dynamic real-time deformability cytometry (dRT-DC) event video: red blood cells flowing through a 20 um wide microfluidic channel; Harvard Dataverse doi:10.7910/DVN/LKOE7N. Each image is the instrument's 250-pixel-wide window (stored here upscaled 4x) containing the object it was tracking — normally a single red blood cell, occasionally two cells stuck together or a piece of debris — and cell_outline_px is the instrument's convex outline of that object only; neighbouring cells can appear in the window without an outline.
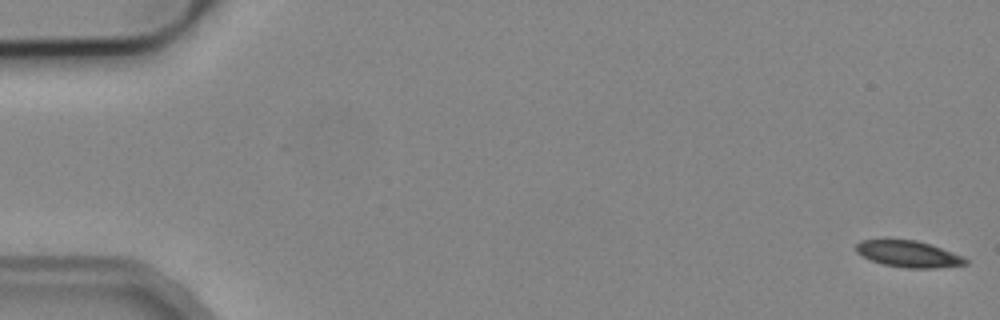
{"species": "common noctule bat (a hibernating species)", "species_latin": "Nyctalus noctula", "temperature_condition": "cold", "stored_images_in_passage": 3, "camera_frame_rate_fps": 3000, "um_per_image_px": 0.085, "animal": {"sex": "male", "body_mass_g": 19.2, "forearm_length_mm": 51.8}, "frame": {"image": 1, "passage_image": 1, "time_ms": 0.0, "image_size_px": [1000, 320], "cell_outline_px": [[968, 264], [936, 268], [904, 268], [884, 264], [872, 260], [856, 252], [856, 244], [860, 240], [884, 236], [916, 240], [932, 244], [964, 256], [968, 260]], "centroid_in_image_um": [77.19, 21.53], "position_along_channel_um": 7.8, "area_um2": 17.69}}